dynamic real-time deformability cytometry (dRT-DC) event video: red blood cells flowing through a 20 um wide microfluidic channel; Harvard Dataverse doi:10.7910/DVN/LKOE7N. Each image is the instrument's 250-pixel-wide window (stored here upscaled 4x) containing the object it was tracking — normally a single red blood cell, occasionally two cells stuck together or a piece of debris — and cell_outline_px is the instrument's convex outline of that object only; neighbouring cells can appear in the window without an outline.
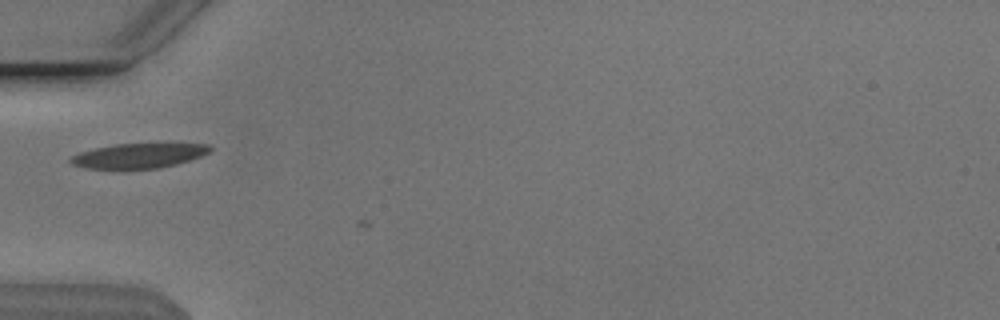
{"species": "Egyptian fruit bat (a non-hibernating species)", "species_latin": "Rousettus aegyptiacus", "temperature_condition": "cold", "stored_images_in_passage": 4, "camera_frame_rate_fps": 3000, "um_per_image_px": 0.085, "animal": {"sex": "male"}, "frame": {"image": 1, "passage_image": 1, "time_ms": 0.0, "image_size_px": [1000, 320], "cell_outline_px": [[212, 148], [208, 152], [200, 156], [176, 164], [156, 168], [88, 168], [72, 164], [68, 160], [72, 156], [80, 152], [112, 144], [212, 144]], "centroid_in_image_um": [11.78, 13.22], "position_along_channel_um": 73.2, "area_um2": 19.65}}